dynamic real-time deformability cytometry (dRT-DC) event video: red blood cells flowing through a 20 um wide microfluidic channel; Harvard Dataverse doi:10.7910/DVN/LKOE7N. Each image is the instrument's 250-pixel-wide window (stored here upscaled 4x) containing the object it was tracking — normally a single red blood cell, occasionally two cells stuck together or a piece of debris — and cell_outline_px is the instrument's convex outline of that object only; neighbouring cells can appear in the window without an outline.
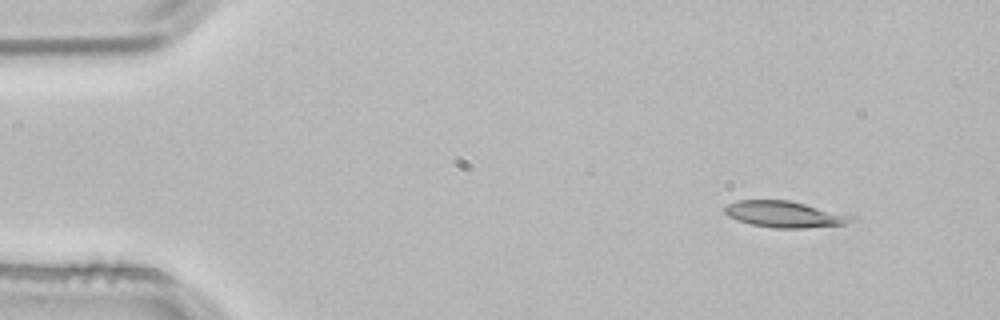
{"species": "common noctule bat (a hibernating species)", "species_latin": "Nyctalus noctula", "temperature_condition": "room temperature", "stored_images_in_passage": 3, "camera_frame_rate_fps": 3000, "um_per_image_px": 0.085, "animal": {"sex": "male", "body_mass_g": 21.5, "forearm_length_mm": 52.0}, "frame": {"image": 1, "passage_image": 1, "time_ms": 0.0, "image_size_px": [1000, 320], "cell_outline_px": [[856, 220], [848, 224], [804, 228], [776, 228], [752, 224], [736, 220], [728, 216], [724, 212], [724, 208], [728, 204], [736, 200], [788, 200], [856, 216]], "centroid_in_image_um": [66.72, 18.21], "position_along_channel_um": 18.3, "area_um2": 19.48}}
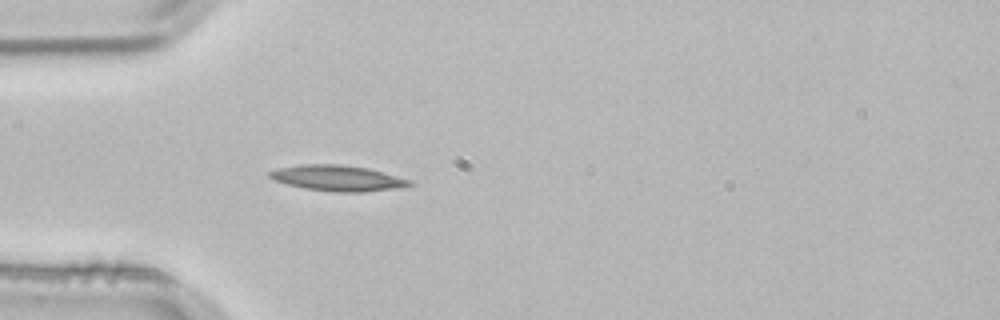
{"frame": {"image": 2, "passage_image": 3, "time_ms": 0.667, "image_size_px": [1000, 320], "cell_outline_px": [[416, 184], [392, 188], [364, 192], [336, 192], [304, 188], [272, 180], [268, 176], [268, 172], [276, 168], [300, 164], [340, 164], [368, 168], [412, 180]], "centroid_in_image_um": [28.66, 15.13], "position_along_channel_um": 56.3, "area_um2": 20.98}}